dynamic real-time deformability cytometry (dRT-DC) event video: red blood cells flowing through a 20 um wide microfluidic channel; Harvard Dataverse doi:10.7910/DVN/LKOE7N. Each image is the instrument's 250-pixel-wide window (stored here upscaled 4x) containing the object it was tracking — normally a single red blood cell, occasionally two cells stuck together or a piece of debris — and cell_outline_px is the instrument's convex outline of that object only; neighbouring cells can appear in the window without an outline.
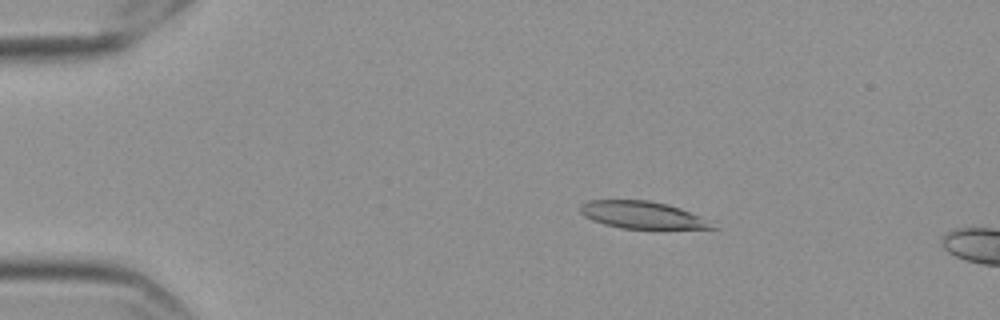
{"species": "Egyptian fruit bat (a non-hibernating species)", "species_latin": "Rousettus aegyptiacus", "temperature_condition": "cold", "stored_images_in_passage": 14, "camera_frame_rate_fps": 3000, "um_per_image_px": 0.085, "frame": {"image": 1, "passage_image": 10, "time_ms": 3.0, "image_size_px": [1000, 320], "cell_outline_px": [[720, 228], [620, 228], [604, 224], [592, 220], [584, 216], [580, 212], [580, 204], [588, 200], [648, 200], [668, 204], [680, 208], [712, 220]], "centroid_in_image_um": [54.62, 18.26], "position_along_channel_um": 30.4, "area_um2": 21.04}}